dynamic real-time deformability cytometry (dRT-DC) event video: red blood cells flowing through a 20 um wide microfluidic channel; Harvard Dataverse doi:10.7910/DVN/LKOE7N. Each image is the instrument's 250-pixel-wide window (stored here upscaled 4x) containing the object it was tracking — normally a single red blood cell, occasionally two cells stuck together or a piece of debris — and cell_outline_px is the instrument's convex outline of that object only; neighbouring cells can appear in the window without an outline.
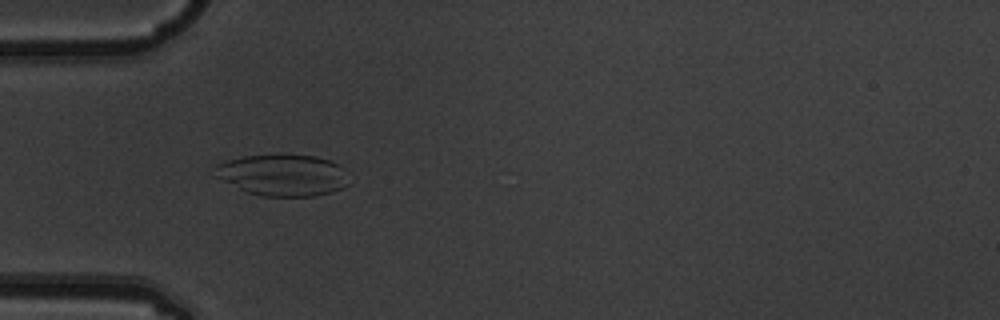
{"species": "common noctule bat (a hibernating species)", "species_latin": "Nyctalus noctula", "temperature_condition": "warm", "stored_images_in_passage": 2, "camera_frame_rate_fps": 3000, "um_per_image_px": 0.085, "animal": {"sex": "male", "body_mass_g": 19.5, "forearm_length_mm": 54.6}, "frame": {"image": 1, "passage_image": 1, "time_ms": 0.0, "image_size_px": [1000, 320], "cell_outline_px": [[348, 184], [344, 188], [332, 192], [312, 196], [260, 196], [248, 192], [212, 176], [216, 164], [228, 160], [244, 156], [316, 156], [328, 160], [336, 164]], "centroid_in_image_um": [23.95, 14.91], "position_along_channel_um": 61.1, "area_um2": 31.67}}
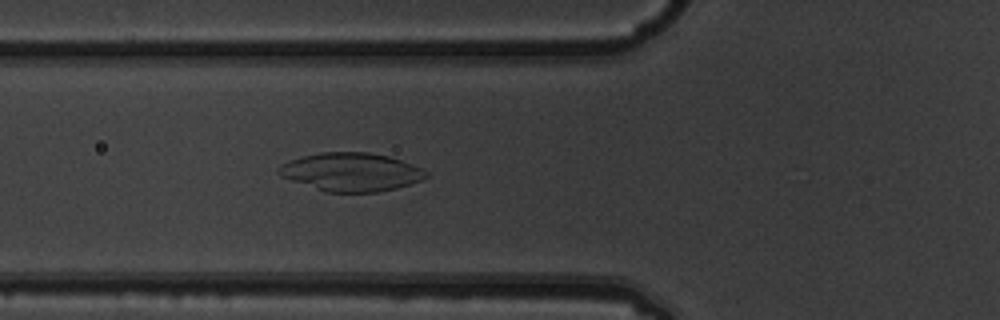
{"frame": {"image": 2, "passage_image": 2, "time_ms": 0.333, "image_size_px": [1000, 320], "cell_outline_px": [[428, 176], [424, 180], [396, 188], [376, 192], [324, 192], [280, 176], [276, 172], [276, 168], [280, 164], [288, 160], [320, 152], [368, 152], [388, 156], [424, 168], [428, 172]], "centroid_in_image_um": [29.84, 14.62], "position_along_channel_um": 96.0, "area_um2": 33.23}}